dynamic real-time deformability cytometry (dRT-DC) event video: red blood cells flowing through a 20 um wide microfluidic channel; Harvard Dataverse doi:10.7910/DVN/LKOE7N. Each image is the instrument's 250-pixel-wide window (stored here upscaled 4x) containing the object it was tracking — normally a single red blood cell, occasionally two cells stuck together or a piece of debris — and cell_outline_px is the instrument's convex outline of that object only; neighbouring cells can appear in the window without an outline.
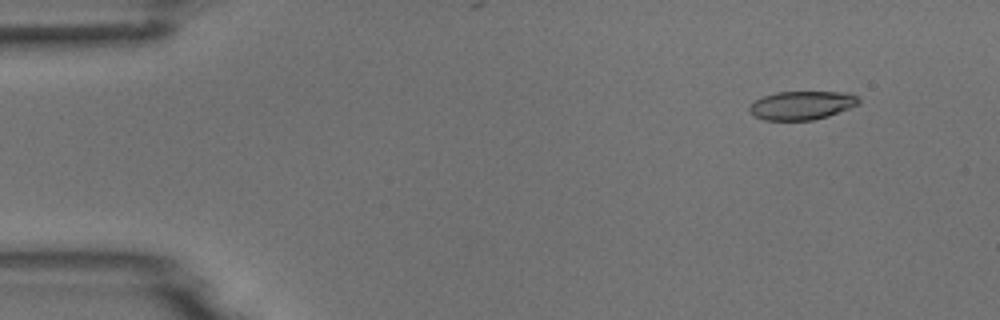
{"species": "common noctule bat (a hibernating species)", "species_latin": "Nyctalus noctula", "temperature_condition": "room temperature", "stored_images_in_passage": 5, "camera_frame_rate_fps": 3000, "um_per_image_px": 0.085, "animal": {"sex": "male", "body_mass_g": 18.8}, "frame": {"image": 1, "passage_image": 1, "time_ms": 0.0, "image_size_px": [1000, 320], "cell_outline_px": [[860, 104], [828, 116], [812, 120], [764, 120], [756, 116], [748, 108], [756, 100], [764, 96], [776, 92], [848, 92], [856, 96], [860, 100]], "centroid_in_image_um": [68.19, 8.95], "position_along_channel_um": 16.8, "area_um2": 18.03}}